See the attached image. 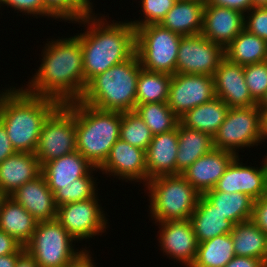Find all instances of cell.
I'll return each instance as SVG.
<instances>
[{"label":"cell","mask_w":267,"mask_h":267,"mask_svg":"<svg viewBox=\"0 0 267 267\" xmlns=\"http://www.w3.org/2000/svg\"><path fill=\"white\" fill-rule=\"evenodd\" d=\"M267 139V111H261V132L260 142Z\"/></svg>","instance_id":"f907efd6"},{"label":"cell","mask_w":267,"mask_h":267,"mask_svg":"<svg viewBox=\"0 0 267 267\" xmlns=\"http://www.w3.org/2000/svg\"><path fill=\"white\" fill-rule=\"evenodd\" d=\"M14 153L15 150L9 137L7 136L6 129L0 123V163H2L7 157Z\"/></svg>","instance_id":"f6af8a7d"},{"label":"cell","mask_w":267,"mask_h":267,"mask_svg":"<svg viewBox=\"0 0 267 267\" xmlns=\"http://www.w3.org/2000/svg\"><path fill=\"white\" fill-rule=\"evenodd\" d=\"M215 97L212 76L175 73L172 75L167 104L180 118L188 110L209 102Z\"/></svg>","instance_id":"4fadbf2b"},{"label":"cell","mask_w":267,"mask_h":267,"mask_svg":"<svg viewBox=\"0 0 267 267\" xmlns=\"http://www.w3.org/2000/svg\"><path fill=\"white\" fill-rule=\"evenodd\" d=\"M93 168L86 158L74 151L44 163L41 174L54 194L61 186H68L73 180L86 176Z\"/></svg>","instance_id":"603a6c76"},{"label":"cell","mask_w":267,"mask_h":267,"mask_svg":"<svg viewBox=\"0 0 267 267\" xmlns=\"http://www.w3.org/2000/svg\"><path fill=\"white\" fill-rule=\"evenodd\" d=\"M42 166L34 153L15 152L0 163V191L8 196L41 175Z\"/></svg>","instance_id":"7402d4cb"},{"label":"cell","mask_w":267,"mask_h":267,"mask_svg":"<svg viewBox=\"0 0 267 267\" xmlns=\"http://www.w3.org/2000/svg\"><path fill=\"white\" fill-rule=\"evenodd\" d=\"M228 111V105L220 98L215 97L209 102L188 110L179 118V123L182 126L208 133L213 137L224 122Z\"/></svg>","instance_id":"83f0119b"},{"label":"cell","mask_w":267,"mask_h":267,"mask_svg":"<svg viewBox=\"0 0 267 267\" xmlns=\"http://www.w3.org/2000/svg\"><path fill=\"white\" fill-rule=\"evenodd\" d=\"M178 153L176 157V175L183 173L198 158L209 153L213 148V137L201 132L177 125Z\"/></svg>","instance_id":"484cf974"},{"label":"cell","mask_w":267,"mask_h":267,"mask_svg":"<svg viewBox=\"0 0 267 267\" xmlns=\"http://www.w3.org/2000/svg\"><path fill=\"white\" fill-rule=\"evenodd\" d=\"M253 7H267V0H253Z\"/></svg>","instance_id":"f5cc1de1"},{"label":"cell","mask_w":267,"mask_h":267,"mask_svg":"<svg viewBox=\"0 0 267 267\" xmlns=\"http://www.w3.org/2000/svg\"><path fill=\"white\" fill-rule=\"evenodd\" d=\"M4 4L10 6L13 8V10H18L20 13L22 12L23 15H30L40 17L47 16L52 17L53 16L45 9L44 1L43 0H0V7Z\"/></svg>","instance_id":"60d3db41"},{"label":"cell","mask_w":267,"mask_h":267,"mask_svg":"<svg viewBox=\"0 0 267 267\" xmlns=\"http://www.w3.org/2000/svg\"><path fill=\"white\" fill-rule=\"evenodd\" d=\"M45 9L55 19L76 23L84 17L92 14L80 0H43Z\"/></svg>","instance_id":"8d00e7d4"},{"label":"cell","mask_w":267,"mask_h":267,"mask_svg":"<svg viewBox=\"0 0 267 267\" xmlns=\"http://www.w3.org/2000/svg\"><path fill=\"white\" fill-rule=\"evenodd\" d=\"M91 12H93V5L90 2L91 0H80Z\"/></svg>","instance_id":"11a10c76"},{"label":"cell","mask_w":267,"mask_h":267,"mask_svg":"<svg viewBox=\"0 0 267 267\" xmlns=\"http://www.w3.org/2000/svg\"><path fill=\"white\" fill-rule=\"evenodd\" d=\"M38 221L19 203L7 197L0 213V230L25 246L32 238Z\"/></svg>","instance_id":"4316f807"},{"label":"cell","mask_w":267,"mask_h":267,"mask_svg":"<svg viewBox=\"0 0 267 267\" xmlns=\"http://www.w3.org/2000/svg\"><path fill=\"white\" fill-rule=\"evenodd\" d=\"M15 267H40L36 260L25 250L18 258Z\"/></svg>","instance_id":"c3c4849f"},{"label":"cell","mask_w":267,"mask_h":267,"mask_svg":"<svg viewBox=\"0 0 267 267\" xmlns=\"http://www.w3.org/2000/svg\"><path fill=\"white\" fill-rule=\"evenodd\" d=\"M242 12L212 4H205L201 34L224 49L244 29Z\"/></svg>","instance_id":"ac0fdd59"},{"label":"cell","mask_w":267,"mask_h":267,"mask_svg":"<svg viewBox=\"0 0 267 267\" xmlns=\"http://www.w3.org/2000/svg\"><path fill=\"white\" fill-rule=\"evenodd\" d=\"M135 113L144 121L152 135L174 130L179 118L167 103L155 102L136 105Z\"/></svg>","instance_id":"836d02e7"},{"label":"cell","mask_w":267,"mask_h":267,"mask_svg":"<svg viewBox=\"0 0 267 267\" xmlns=\"http://www.w3.org/2000/svg\"><path fill=\"white\" fill-rule=\"evenodd\" d=\"M74 241L54 219L38 222L31 240L24 247L40 267H65L87 249L74 250Z\"/></svg>","instance_id":"ba28073f"},{"label":"cell","mask_w":267,"mask_h":267,"mask_svg":"<svg viewBox=\"0 0 267 267\" xmlns=\"http://www.w3.org/2000/svg\"><path fill=\"white\" fill-rule=\"evenodd\" d=\"M203 196L234 224L252 219L254 200L246 194L207 191Z\"/></svg>","instance_id":"f546056e"},{"label":"cell","mask_w":267,"mask_h":267,"mask_svg":"<svg viewBox=\"0 0 267 267\" xmlns=\"http://www.w3.org/2000/svg\"><path fill=\"white\" fill-rule=\"evenodd\" d=\"M59 105L54 99L28 93L24 87L4 90L0 123L15 152L35 153L43 123Z\"/></svg>","instance_id":"3957f363"},{"label":"cell","mask_w":267,"mask_h":267,"mask_svg":"<svg viewBox=\"0 0 267 267\" xmlns=\"http://www.w3.org/2000/svg\"><path fill=\"white\" fill-rule=\"evenodd\" d=\"M177 0H141L143 18L130 21L136 29L149 24H160Z\"/></svg>","instance_id":"74e56055"},{"label":"cell","mask_w":267,"mask_h":267,"mask_svg":"<svg viewBox=\"0 0 267 267\" xmlns=\"http://www.w3.org/2000/svg\"><path fill=\"white\" fill-rule=\"evenodd\" d=\"M99 170L102 171V174H109V176L112 174L111 176L114 178L117 176L116 178L125 179L126 182L143 180L142 182L145 184L147 183L145 151L119 138Z\"/></svg>","instance_id":"2e32d148"},{"label":"cell","mask_w":267,"mask_h":267,"mask_svg":"<svg viewBox=\"0 0 267 267\" xmlns=\"http://www.w3.org/2000/svg\"><path fill=\"white\" fill-rule=\"evenodd\" d=\"M247 13L244 15V29L267 41V7H253Z\"/></svg>","instance_id":"ab89813d"},{"label":"cell","mask_w":267,"mask_h":267,"mask_svg":"<svg viewBox=\"0 0 267 267\" xmlns=\"http://www.w3.org/2000/svg\"><path fill=\"white\" fill-rule=\"evenodd\" d=\"M230 234L236 256L254 257L263 261L267 234L252 220L235 224Z\"/></svg>","instance_id":"4dcf8cb0"},{"label":"cell","mask_w":267,"mask_h":267,"mask_svg":"<svg viewBox=\"0 0 267 267\" xmlns=\"http://www.w3.org/2000/svg\"><path fill=\"white\" fill-rule=\"evenodd\" d=\"M22 253H11L5 256H0V267H15L17 258Z\"/></svg>","instance_id":"681fc988"},{"label":"cell","mask_w":267,"mask_h":267,"mask_svg":"<svg viewBox=\"0 0 267 267\" xmlns=\"http://www.w3.org/2000/svg\"><path fill=\"white\" fill-rule=\"evenodd\" d=\"M76 149L75 102L60 104L45 120L35 155L40 165Z\"/></svg>","instance_id":"9c48e42d"},{"label":"cell","mask_w":267,"mask_h":267,"mask_svg":"<svg viewBox=\"0 0 267 267\" xmlns=\"http://www.w3.org/2000/svg\"><path fill=\"white\" fill-rule=\"evenodd\" d=\"M155 223L161 225L158 240L163 254L191 267L197 256L198 242L190 219Z\"/></svg>","instance_id":"9a60e30c"},{"label":"cell","mask_w":267,"mask_h":267,"mask_svg":"<svg viewBox=\"0 0 267 267\" xmlns=\"http://www.w3.org/2000/svg\"><path fill=\"white\" fill-rule=\"evenodd\" d=\"M261 267H267V264H264V263H263Z\"/></svg>","instance_id":"6f0895ef"},{"label":"cell","mask_w":267,"mask_h":267,"mask_svg":"<svg viewBox=\"0 0 267 267\" xmlns=\"http://www.w3.org/2000/svg\"><path fill=\"white\" fill-rule=\"evenodd\" d=\"M152 137L150 129L135 111L122 112L120 139L146 152Z\"/></svg>","instance_id":"d590c367"},{"label":"cell","mask_w":267,"mask_h":267,"mask_svg":"<svg viewBox=\"0 0 267 267\" xmlns=\"http://www.w3.org/2000/svg\"><path fill=\"white\" fill-rule=\"evenodd\" d=\"M215 95L229 108L256 106L244 77V66L224 58L214 73Z\"/></svg>","instance_id":"e0dca14e"},{"label":"cell","mask_w":267,"mask_h":267,"mask_svg":"<svg viewBox=\"0 0 267 267\" xmlns=\"http://www.w3.org/2000/svg\"><path fill=\"white\" fill-rule=\"evenodd\" d=\"M205 4L235 9L243 14L253 8V0H206Z\"/></svg>","instance_id":"ee69618b"},{"label":"cell","mask_w":267,"mask_h":267,"mask_svg":"<svg viewBox=\"0 0 267 267\" xmlns=\"http://www.w3.org/2000/svg\"><path fill=\"white\" fill-rule=\"evenodd\" d=\"M251 220L267 234V193L254 201Z\"/></svg>","instance_id":"b9f144b4"},{"label":"cell","mask_w":267,"mask_h":267,"mask_svg":"<svg viewBox=\"0 0 267 267\" xmlns=\"http://www.w3.org/2000/svg\"><path fill=\"white\" fill-rule=\"evenodd\" d=\"M190 221L198 243L218 235L229 234L235 225L203 195H200L197 206L191 214Z\"/></svg>","instance_id":"d4e9b609"},{"label":"cell","mask_w":267,"mask_h":267,"mask_svg":"<svg viewBox=\"0 0 267 267\" xmlns=\"http://www.w3.org/2000/svg\"><path fill=\"white\" fill-rule=\"evenodd\" d=\"M95 12L76 21L86 24L84 33L77 34L83 51L85 87L96 75L129 59L135 53V28L127 20L109 23ZM98 18V19H97ZM106 23H105V21Z\"/></svg>","instance_id":"7a4b0ae2"},{"label":"cell","mask_w":267,"mask_h":267,"mask_svg":"<svg viewBox=\"0 0 267 267\" xmlns=\"http://www.w3.org/2000/svg\"><path fill=\"white\" fill-rule=\"evenodd\" d=\"M234 256L231 234L218 235L198 243L197 256L191 267H224Z\"/></svg>","instance_id":"1f68e13d"},{"label":"cell","mask_w":267,"mask_h":267,"mask_svg":"<svg viewBox=\"0 0 267 267\" xmlns=\"http://www.w3.org/2000/svg\"><path fill=\"white\" fill-rule=\"evenodd\" d=\"M239 155L229 164L214 189L209 191L240 192L254 201L267 193V155L262 166H244Z\"/></svg>","instance_id":"5bb4252c"},{"label":"cell","mask_w":267,"mask_h":267,"mask_svg":"<svg viewBox=\"0 0 267 267\" xmlns=\"http://www.w3.org/2000/svg\"><path fill=\"white\" fill-rule=\"evenodd\" d=\"M263 263L267 264V239H266V248H265V255H264V258H263Z\"/></svg>","instance_id":"9f6ffc18"},{"label":"cell","mask_w":267,"mask_h":267,"mask_svg":"<svg viewBox=\"0 0 267 267\" xmlns=\"http://www.w3.org/2000/svg\"><path fill=\"white\" fill-rule=\"evenodd\" d=\"M97 169V170H96ZM99 168L94 167L86 176L73 180L68 186H61L54 193V201L56 206L67 203L78 202L82 200H89L98 195L96 189V180L92 175L93 171H99ZM95 181V182H94ZM96 190V191H95Z\"/></svg>","instance_id":"e575fe53"},{"label":"cell","mask_w":267,"mask_h":267,"mask_svg":"<svg viewBox=\"0 0 267 267\" xmlns=\"http://www.w3.org/2000/svg\"><path fill=\"white\" fill-rule=\"evenodd\" d=\"M25 247L19 243L14 237L0 230V256L11 253H23Z\"/></svg>","instance_id":"7bdbcfd3"},{"label":"cell","mask_w":267,"mask_h":267,"mask_svg":"<svg viewBox=\"0 0 267 267\" xmlns=\"http://www.w3.org/2000/svg\"><path fill=\"white\" fill-rule=\"evenodd\" d=\"M262 264L261 259L235 255L224 267H261Z\"/></svg>","instance_id":"bcb514c9"},{"label":"cell","mask_w":267,"mask_h":267,"mask_svg":"<svg viewBox=\"0 0 267 267\" xmlns=\"http://www.w3.org/2000/svg\"><path fill=\"white\" fill-rule=\"evenodd\" d=\"M122 112L100 110L75 101L76 149L100 168L120 138Z\"/></svg>","instance_id":"5b68a950"},{"label":"cell","mask_w":267,"mask_h":267,"mask_svg":"<svg viewBox=\"0 0 267 267\" xmlns=\"http://www.w3.org/2000/svg\"><path fill=\"white\" fill-rule=\"evenodd\" d=\"M225 58L242 66L267 59V41L243 29L224 49Z\"/></svg>","instance_id":"f1b7e54d"},{"label":"cell","mask_w":267,"mask_h":267,"mask_svg":"<svg viewBox=\"0 0 267 267\" xmlns=\"http://www.w3.org/2000/svg\"><path fill=\"white\" fill-rule=\"evenodd\" d=\"M236 156L232 152L213 148L209 153L198 158L181 175L203 195L214 189Z\"/></svg>","instance_id":"d6986e66"},{"label":"cell","mask_w":267,"mask_h":267,"mask_svg":"<svg viewBox=\"0 0 267 267\" xmlns=\"http://www.w3.org/2000/svg\"><path fill=\"white\" fill-rule=\"evenodd\" d=\"M0 93H1V94H0V99H1V97H2V95H3L4 92L2 91V92H0Z\"/></svg>","instance_id":"680465c9"},{"label":"cell","mask_w":267,"mask_h":267,"mask_svg":"<svg viewBox=\"0 0 267 267\" xmlns=\"http://www.w3.org/2000/svg\"><path fill=\"white\" fill-rule=\"evenodd\" d=\"M9 197L21 204L38 222L56 219L57 206L54 194L47 186L42 174L32 181L26 182Z\"/></svg>","instance_id":"ffe728a7"},{"label":"cell","mask_w":267,"mask_h":267,"mask_svg":"<svg viewBox=\"0 0 267 267\" xmlns=\"http://www.w3.org/2000/svg\"><path fill=\"white\" fill-rule=\"evenodd\" d=\"M177 153V127L169 132L154 135L145 152L147 182L157 176L176 175Z\"/></svg>","instance_id":"44dd1931"},{"label":"cell","mask_w":267,"mask_h":267,"mask_svg":"<svg viewBox=\"0 0 267 267\" xmlns=\"http://www.w3.org/2000/svg\"><path fill=\"white\" fill-rule=\"evenodd\" d=\"M224 58V48L209 41L202 34L182 36L178 49L176 73L213 77Z\"/></svg>","instance_id":"7c38bea8"},{"label":"cell","mask_w":267,"mask_h":267,"mask_svg":"<svg viewBox=\"0 0 267 267\" xmlns=\"http://www.w3.org/2000/svg\"><path fill=\"white\" fill-rule=\"evenodd\" d=\"M145 185L155 222L190 219L201 195L181 174L157 176Z\"/></svg>","instance_id":"8992f818"},{"label":"cell","mask_w":267,"mask_h":267,"mask_svg":"<svg viewBox=\"0 0 267 267\" xmlns=\"http://www.w3.org/2000/svg\"><path fill=\"white\" fill-rule=\"evenodd\" d=\"M204 6L202 0H177L160 25L182 36L201 34Z\"/></svg>","instance_id":"cb8c5ba5"},{"label":"cell","mask_w":267,"mask_h":267,"mask_svg":"<svg viewBox=\"0 0 267 267\" xmlns=\"http://www.w3.org/2000/svg\"><path fill=\"white\" fill-rule=\"evenodd\" d=\"M142 69L136 52L124 62L93 77L86 85L80 102L119 112L136 108L137 79Z\"/></svg>","instance_id":"277c9868"},{"label":"cell","mask_w":267,"mask_h":267,"mask_svg":"<svg viewBox=\"0 0 267 267\" xmlns=\"http://www.w3.org/2000/svg\"><path fill=\"white\" fill-rule=\"evenodd\" d=\"M257 107L260 111H267V91L265 92L262 99L257 103Z\"/></svg>","instance_id":"816d5d0a"},{"label":"cell","mask_w":267,"mask_h":267,"mask_svg":"<svg viewBox=\"0 0 267 267\" xmlns=\"http://www.w3.org/2000/svg\"><path fill=\"white\" fill-rule=\"evenodd\" d=\"M260 132L261 111L257 105L229 108L224 122L213 136V146L238 156L239 149L251 148L262 143L260 142Z\"/></svg>","instance_id":"30bf717a"},{"label":"cell","mask_w":267,"mask_h":267,"mask_svg":"<svg viewBox=\"0 0 267 267\" xmlns=\"http://www.w3.org/2000/svg\"><path fill=\"white\" fill-rule=\"evenodd\" d=\"M97 195L57 207L56 220L78 242L106 232V219Z\"/></svg>","instance_id":"8fae6325"},{"label":"cell","mask_w":267,"mask_h":267,"mask_svg":"<svg viewBox=\"0 0 267 267\" xmlns=\"http://www.w3.org/2000/svg\"><path fill=\"white\" fill-rule=\"evenodd\" d=\"M172 75L141 69L137 79L136 105L167 103Z\"/></svg>","instance_id":"d6a6232c"},{"label":"cell","mask_w":267,"mask_h":267,"mask_svg":"<svg viewBox=\"0 0 267 267\" xmlns=\"http://www.w3.org/2000/svg\"><path fill=\"white\" fill-rule=\"evenodd\" d=\"M8 197V195L6 193H3L0 191V213H1V209L3 206L4 201L6 200V198Z\"/></svg>","instance_id":"db71d44e"},{"label":"cell","mask_w":267,"mask_h":267,"mask_svg":"<svg viewBox=\"0 0 267 267\" xmlns=\"http://www.w3.org/2000/svg\"><path fill=\"white\" fill-rule=\"evenodd\" d=\"M182 35L149 24L135 29V52L143 69L174 75Z\"/></svg>","instance_id":"52a82bcc"},{"label":"cell","mask_w":267,"mask_h":267,"mask_svg":"<svg viewBox=\"0 0 267 267\" xmlns=\"http://www.w3.org/2000/svg\"><path fill=\"white\" fill-rule=\"evenodd\" d=\"M244 77L252 98L258 103L267 91V61L244 66Z\"/></svg>","instance_id":"f35d334b"},{"label":"cell","mask_w":267,"mask_h":267,"mask_svg":"<svg viewBox=\"0 0 267 267\" xmlns=\"http://www.w3.org/2000/svg\"><path fill=\"white\" fill-rule=\"evenodd\" d=\"M90 251L84 250L74 261L70 262L65 267H96L94 260H92Z\"/></svg>","instance_id":"7dc6e473"},{"label":"cell","mask_w":267,"mask_h":267,"mask_svg":"<svg viewBox=\"0 0 267 267\" xmlns=\"http://www.w3.org/2000/svg\"><path fill=\"white\" fill-rule=\"evenodd\" d=\"M42 61L25 90L59 104L79 101L85 90L83 51L78 35L45 44Z\"/></svg>","instance_id":"6da1fadb"}]
</instances>
